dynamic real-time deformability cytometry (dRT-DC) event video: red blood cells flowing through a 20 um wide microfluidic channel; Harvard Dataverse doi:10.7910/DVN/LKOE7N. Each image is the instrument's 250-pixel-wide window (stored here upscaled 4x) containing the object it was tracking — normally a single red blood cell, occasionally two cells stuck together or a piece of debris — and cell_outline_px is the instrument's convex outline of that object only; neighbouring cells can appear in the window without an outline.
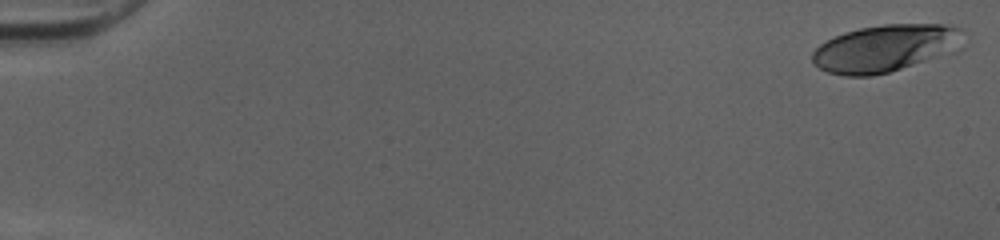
{"species": "human", "species_latin": "Homo sapiens", "temperature_condition": "cold", "stored_images_in_passage": 51, "camera_frame_rate_fps": 3000, "um_per_image_px": 0.085, "donor": {"sex": "female"}, "frame": {"image": 1, "passage_image": 1, "time_ms": 0.0, "image_size_px": [1000, 240], "cell_outline_px": [[964, 48], [956, 52], [888, 72], [872, 76], [844, 76], [828, 72], [820, 68], [812, 60], [812, 52], [820, 44], [844, 32], [860, 28], [884, 24], [940, 24], [960, 28]], "centroid_in_image_um": [75.3, 4.1], "position_along_channel_um": 9.7, "area_um2": 41.67}}
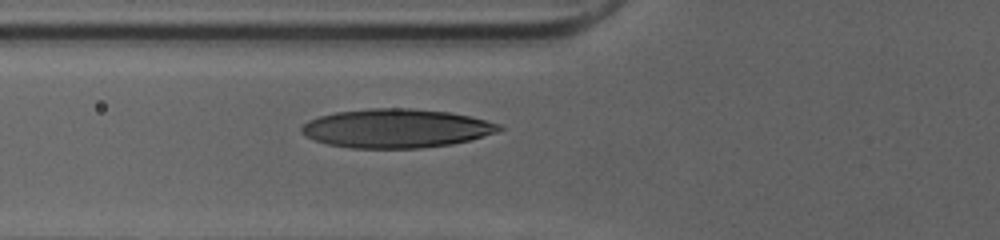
{"frame": {"image": 2, "passage_image": 20, "time_ms": 6.333, "image_size_px": [1000, 240], "cell_outline_px": [[504, 128], [496, 132], [484, 136], [452, 144], [420, 148], [348, 148], [328, 144], [316, 140], [300, 132], [300, 128], [308, 120], [320, 116], [336, 112], [368, 108], [408, 108], [448, 112], [468, 116], [500, 124]], "centroid_in_image_um": [33.66, 10.91], "position_along_channel_um": 92.1, "area_um2": 44.51}}
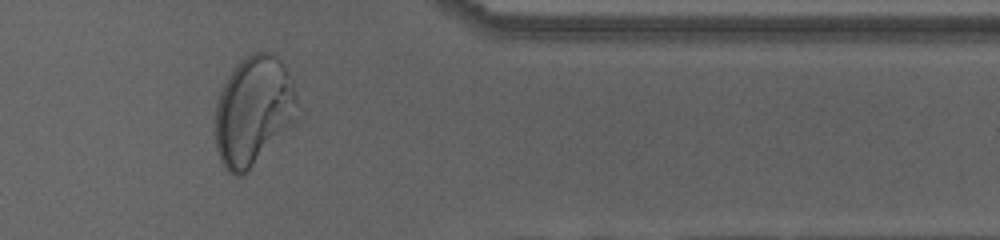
{"frame": {"image": 3, "passage_image": 43, "time_ms": 14.0, "image_size_px": [1000, 240], "cell_outline_px": [[300, 116], [248, 172], [244, 176], [236, 176], [228, 172], [224, 168], [220, 160], [216, 148], [216, 104], [220, 92], [228, 76], [236, 64], [244, 56], [252, 52], [276, 52], [284, 64], [296, 100]], "centroid_in_image_um": [21.54, 9.43], "position_along_channel_um": 389.9, "area_um2": 52.54}, "authors_computed_cell_mechanics": {"area_um2": 42.2518, "velocity_mm_per_s": 4.0407, "shape_relaxation_time_tau1_ms": 5.4073, "shape_relaxation_time_tau2_ms": null, "deformation_change_tau1": 0.23, "deformation_change_tau2": null}}